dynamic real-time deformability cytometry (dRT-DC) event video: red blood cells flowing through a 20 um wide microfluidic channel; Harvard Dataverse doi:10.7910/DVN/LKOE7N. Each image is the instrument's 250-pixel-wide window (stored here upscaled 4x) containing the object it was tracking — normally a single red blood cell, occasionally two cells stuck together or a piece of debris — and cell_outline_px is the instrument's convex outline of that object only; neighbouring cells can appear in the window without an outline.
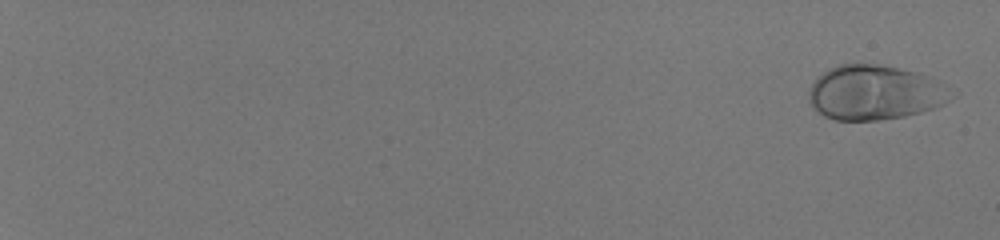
{"species": "human", "species_latin": "Homo sapiens", "temperature_condition": "room temperature", "stored_images_in_passage": 56, "camera_frame_rate_fps": 3000, "um_per_image_px": 0.085, "donor": {"sex": "male"}, "frame": {"image": 1, "passage_image": 2, "time_ms": 0.333, "image_size_px": [1000, 240], "cell_outline_px": [[960, 92], [952, 100], [936, 108], [904, 116], [876, 120], [836, 120], [824, 116], [808, 100], [808, 92], [812, 84], [828, 68], [836, 64], [880, 64], [900, 68], [916, 72], [928, 76], [956, 88]], "centroid_in_image_um": [74.48, 7.86], "position_along_channel_um": 10.5, "area_um2": 46.01}}
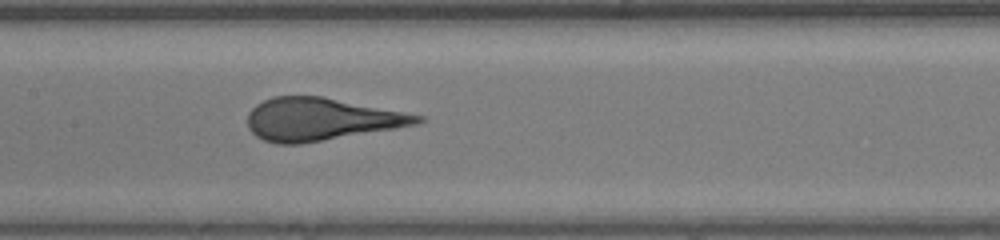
{"frame": {"image": 2, "passage_image": 34, "time_ms": 11.0, "image_size_px": [1000, 240], "cell_outline_px": [[424, 120], [416, 124], [396, 128], [300, 144], [276, 144], [264, 140], [256, 136], [248, 128], [248, 112], [256, 104], [272, 96], [320, 96], [404, 112], [424, 116]], "centroid_in_image_um": [27.23, 10.14], "position_along_channel_um": 180.2, "area_um2": 41.79}}
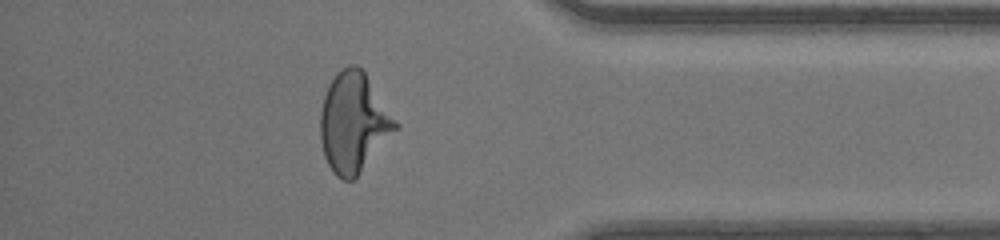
{"frame": {"image": 3, "passage_image": 51, "time_ms": 16.667, "image_size_px": [1000, 240], "cell_outline_px": [[400, 128], [360, 172], [352, 180], [344, 180], [336, 176], [332, 172], [324, 156], [320, 140], [320, 112], [324, 96], [328, 84], [336, 72], [340, 68], [348, 64], [356, 64], [364, 72], [400, 124]], "centroid_in_image_um": [30.06, 10.4], "position_along_channel_um": 405.1, "area_um2": 43.93}}